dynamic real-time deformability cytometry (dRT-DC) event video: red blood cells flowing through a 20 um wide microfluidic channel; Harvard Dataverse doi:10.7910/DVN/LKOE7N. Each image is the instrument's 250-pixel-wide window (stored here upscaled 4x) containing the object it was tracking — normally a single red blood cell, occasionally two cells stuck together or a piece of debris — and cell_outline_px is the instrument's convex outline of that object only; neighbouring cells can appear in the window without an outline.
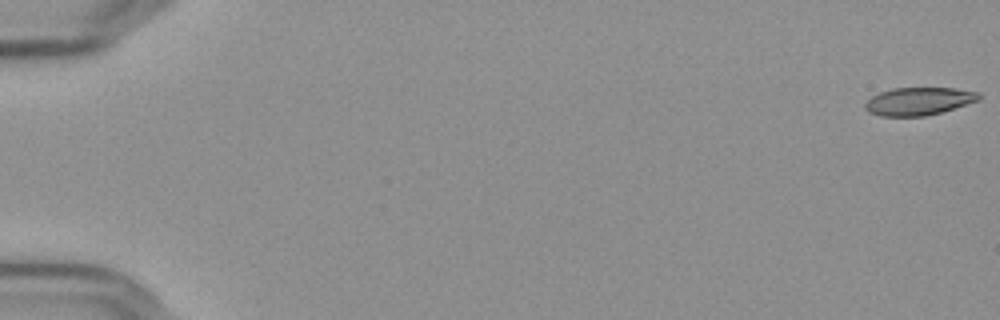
{"species": "Egyptian fruit bat (a non-hibernating species)", "species_latin": "Rousettus aegyptiacus", "temperature_condition": "cold", "stored_images_in_passage": 57, "camera_frame_rate_fps": 3000, "um_per_image_px": 0.085, "frame": {"image": 1, "passage_image": 1, "time_ms": 0.0, "image_size_px": [1000, 320], "cell_outline_px": [[980, 100], [940, 112], [924, 116], [880, 116], [868, 112], [864, 108], [864, 104], [872, 96], [880, 92], [892, 88], [956, 88], [980, 92]], "centroid_in_image_um": [78.08, 8.6], "position_along_channel_um": 6.9, "area_um2": 18.44}}
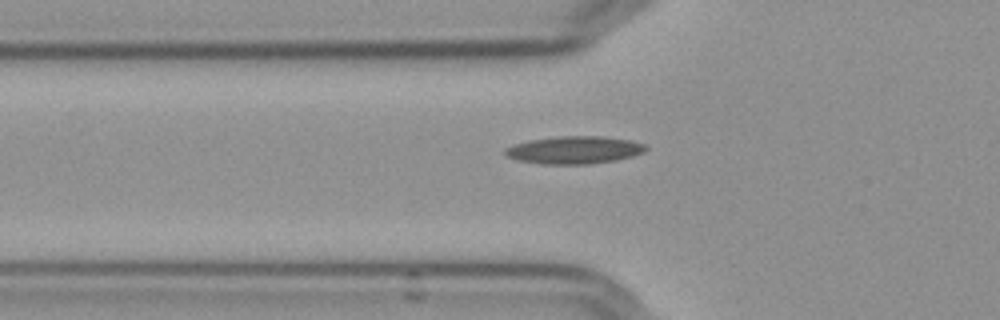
{"frame": {"image": 2, "passage_image": 21, "time_ms": 6.667, "image_size_px": [1000, 320], "cell_outline_px": [[648, 148], [644, 152], [632, 156], [616, 160], [588, 164], [540, 164], [516, 160], [504, 156], [504, 148], [528, 140], [560, 136], [600, 136], [632, 140], [648, 144]], "centroid_in_image_um": [48.82, 12.75], "position_along_channel_um": 77.0, "area_um2": 22.89}}
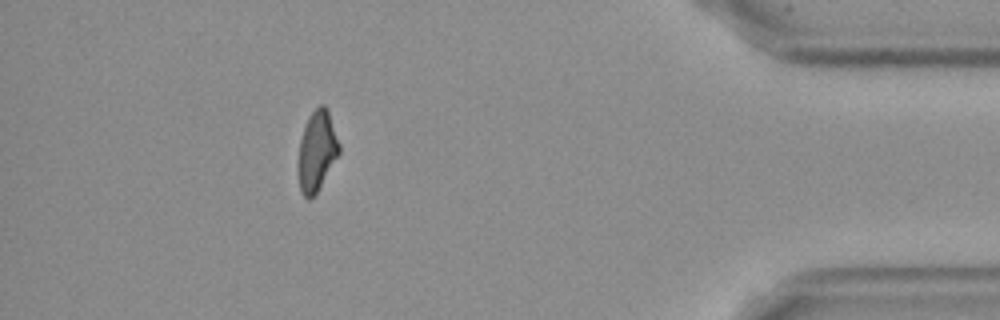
{"frame": {"image": 3, "passage_image": 52, "time_ms": 17.0, "image_size_px": [1000, 320], "cell_outline_px": [[340, 152], [316, 192], [308, 200], [300, 192], [296, 172], [296, 164], [300, 140], [304, 124], [308, 116], [320, 104], [324, 104], [328, 108], [340, 144]], "centroid_in_image_um": [26.89, 12.81], "position_along_channel_um": 408.3, "area_um2": 19.54}, "authors_computed_cell_mechanics": {"area_um2": 19.9988, "velocity_mm_per_s": 3.6257, "shape_relaxation_time_tau1_ms": 7.6583, "shape_relaxation_time_tau2_ms": 6.4033, "deformation_change_tau1": 0.1915, "deformation_change_tau2": 0.1691}}